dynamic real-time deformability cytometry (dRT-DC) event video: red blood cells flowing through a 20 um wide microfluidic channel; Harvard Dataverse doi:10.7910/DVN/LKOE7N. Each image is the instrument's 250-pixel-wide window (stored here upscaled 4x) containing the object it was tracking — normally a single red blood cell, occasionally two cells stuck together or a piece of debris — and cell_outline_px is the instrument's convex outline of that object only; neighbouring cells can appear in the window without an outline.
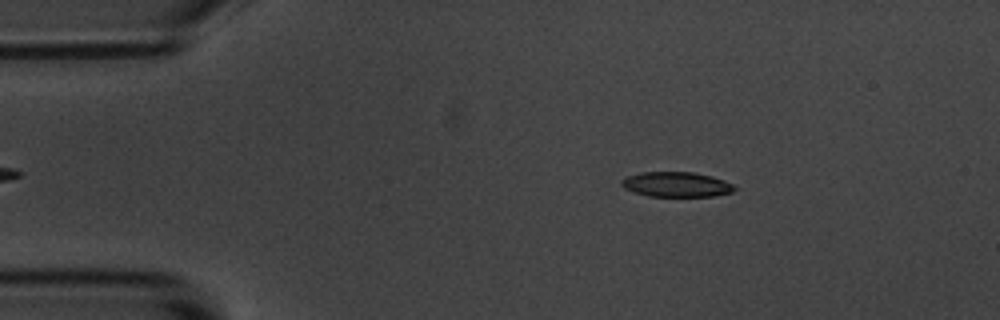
{"species": "common noctule bat (a hibernating species)", "species_latin": "Nyctalus noctula", "temperature_condition": "room temperature", "stored_images_in_passage": 52, "camera_frame_rate_fps": 3000, "um_per_image_px": 0.085, "animal": {"sex": "male", "body_mass_g": 20.1, "forearm_length_mm": 53.5}, "frame": {"image": 1, "passage_image": 6, "time_ms": 1.667, "image_size_px": [1000, 320], "cell_outline_px": [[736, 188], [732, 192], [712, 196], [648, 196], [624, 188], [620, 184], [620, 180], [624, 176], [640, 172], [692, 172], [712, 176], [724, 180], [732, 184]], "centroid_in_image_um": [57.45, 15.66], "position_along_channel_um": 27.6, "area_um2": 16.47}}
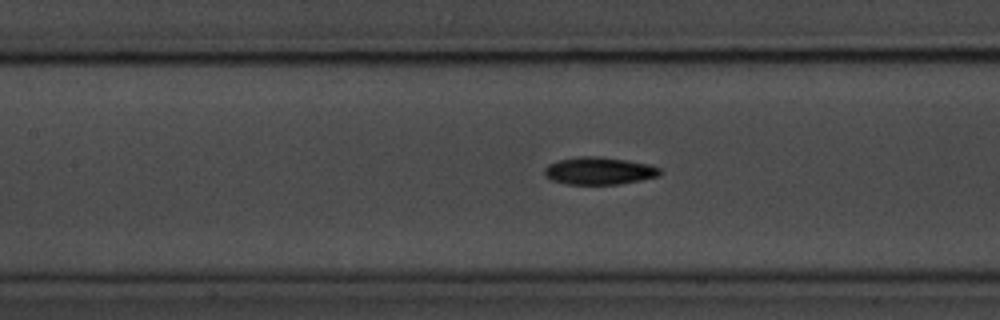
{"frame": {"image": 2, "passage_image": 21, "time_ms": 6.667, "image_size_px": [1000, 320], "cell_outline_px": [[660, 176], [640, 180], [616, 184], [568, 184], [552, 180], [544, 176], [544, 168], [548, 164], [560, 160], [580, 156], [596, 156], [628, 160], [648, 164], [660, 168]], "centroid_in_image_um": [50.91, 14.52], "position_along_channel_um": 156.5, "area_um2": 18.38}}
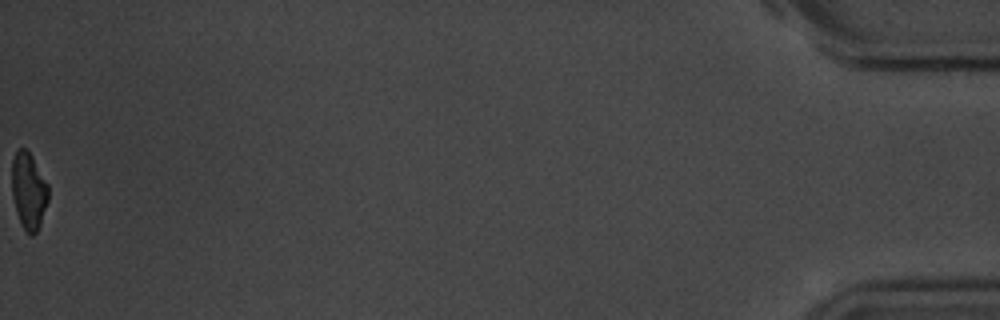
{"frame": {"image": 3, "passage_image": 52, "time_ms": 17.0, "image_size_px": [1000, 320], "cell_outline_px": [[48, 200], [40, 224], [36, 232], [32, 236], [28, 236], [20, 224], [16, 212], [12, 196], [12, 160], [16, 148], [24, 148], [32, 156], [48, 184]], "centroid_in_image_um": [2.42, 16.24], "position_along_channel_um": 432.8, "area_um2": 16.47}, "authors_computed_cell_mechanics": {"area_um2": 17.7446, "velocity_mm_per_s": 3.6612, "shape_relaxation_time_tau1_ms": 2.8624, "shape_relaxation_time_tau2_ms": 9.5054, "deformation_change_tau1": 0.1267, "deformation_change_tau2": 0.1697}}